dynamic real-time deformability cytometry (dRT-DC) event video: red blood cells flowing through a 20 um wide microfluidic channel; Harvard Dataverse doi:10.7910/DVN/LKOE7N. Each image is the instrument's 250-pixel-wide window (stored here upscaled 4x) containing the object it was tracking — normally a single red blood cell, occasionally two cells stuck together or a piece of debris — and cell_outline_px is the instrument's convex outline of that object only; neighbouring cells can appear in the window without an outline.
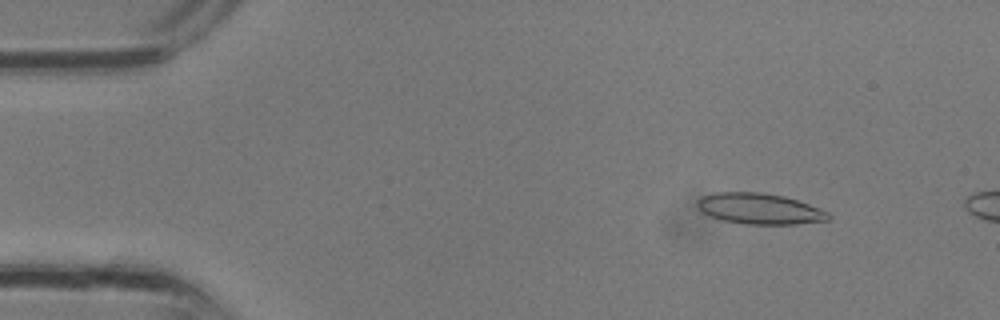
{"species": "common noctule bat (a hibernating species)", "species_latin": "Nyctalus noctula", "temperature_condition": "room temperature", "stored_images_in_passage": 9, "camera_frame_rate_fps": 3000, "um_per_image_px": 0.085, "animal": {"sex": "male", "body_mass_g": 13.3}, "frame": {"image": 1, "passage_image": 4, "time_ms": 1.0, "image_size_px": [1000, 320], "cell_outline_px": [[832, 216], [828, 220], [796, 224], [748, 224], [724, 220], [712, 216], [704, 212], [696, 204], [696, 200], [704, 196], [716, 192], [760, 192], [784, 196], [820, 208], [828, 212]], "centroid_in_image_um": [64.6, 17.74], "position_along_channel_um": 20.4, "area_um2": 23.29}}